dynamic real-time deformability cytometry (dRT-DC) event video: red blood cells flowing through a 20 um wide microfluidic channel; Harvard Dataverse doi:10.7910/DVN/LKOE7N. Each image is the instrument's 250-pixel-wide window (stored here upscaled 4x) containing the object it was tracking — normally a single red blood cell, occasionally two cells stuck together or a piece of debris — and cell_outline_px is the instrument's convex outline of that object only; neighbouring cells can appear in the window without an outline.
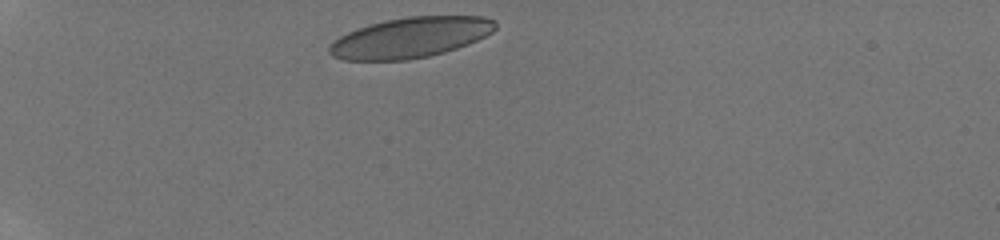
{"species": "human", "species_latin": "Homo sapiens", "temperature_condition": "room temperature", "stored_images_in_passage": 21, "camera_frame_rate_fps": 3000, "um_per_image_px": 0.085, "donor": {"sex": "male"}, "frame": {"image": 1, "passage_image": 1, "time_ms": 0.0, "image_size_px": [1000, 240], "cell_outline_px": [[496, 28], [492, 32], [468, 44], [444, 52], [428, 56], [408, 60], [344, 60], [332, 56], [328, 52], [328, 48], [332, 40], [356, 28], [388, 20], [408, 16], [484, 16], [496, 20]], "centroid_in_image_um": [34.87, 3.19], "position_along_channel_um": 50.1, "area_um2": 39.07}}
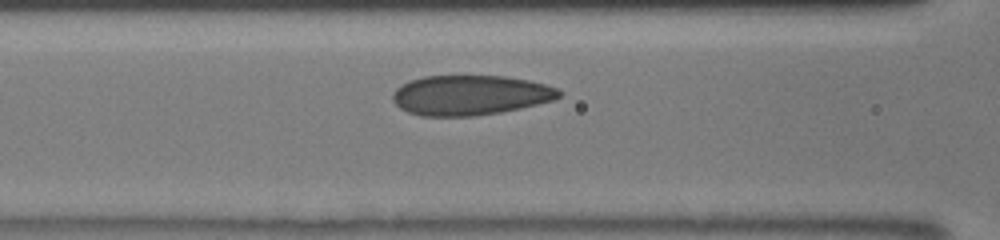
{"frame": {"image": 2, "passage_image": 11, "time_ms": 3.0, "image_size_px": [1000, 240], "cell_outline_px": [[564, 92], [560, 96], [552, 100], [520, 108], [500, 112], [476, 116], [420, 116], [408, 112], [400, 108], [392, 100], [392, 92], [396, 88], [412, 80], [424, 76], [504, 76], [528, 80], [544, 84], [556, 88]], "centroid_in_image_um": [39.95, 8.09], "position_along_channel_um": 126.7, "area_um2": 38.61}}
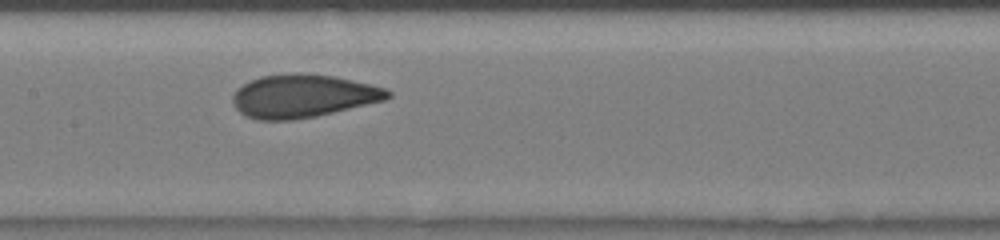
{"frame": {"image": 3, "passage_image": 20, "time_ms": 4.333, "image_size_px": [1000, 240], "cell_outline_px": [[392, 96], [384, 100], [316, 116], [292, 120], [256, 120], [244, 116], [236, 108], [232, 100], [232, 96], [236, 88], [260, 76], [292, 72], [296, 72], [336, 76], [372, 84], [384, 88], [392, 92]], "centroid_in_image_um": [25.73, 8.15], "position_along_channel_um": 181.7, "area_um2": 39.19}}